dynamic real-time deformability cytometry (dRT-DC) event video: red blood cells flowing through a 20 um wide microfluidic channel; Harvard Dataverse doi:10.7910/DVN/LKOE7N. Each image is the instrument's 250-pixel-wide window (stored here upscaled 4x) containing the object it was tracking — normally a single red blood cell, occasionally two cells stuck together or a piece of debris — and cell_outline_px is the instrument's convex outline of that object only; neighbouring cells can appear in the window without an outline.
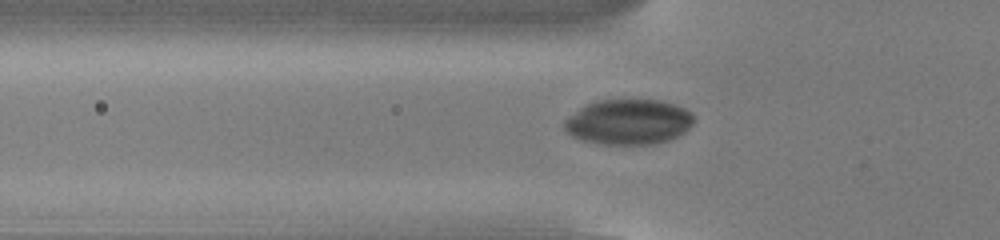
{"species": "common noctule bat (a hibernating species)", "species_latin": "Nyctalus noctula", "temperature_condition": "cold", "stored_images_in_passage": 54, "camera_frame_rate_fps": 3000, "um_per_image_px": 0.085, "animal": {"sex": "male", "body_mass_g": 13.0, "forearm_length_mm": 53.1}, "frame": {"image": 1, "passage_image": 18, "time_ms": 5.667, "image_size_px": [1000, 240], "cell_outline_px": [[696, 120], [684, 132], [668, 140], [656, 144], [600, 144], [580, 140], [572, 136], [564, 128], [564, 120], [568, 116], [580, 108], [588, 104], [600, 100], [660, 100], [684, 108], [692, 112]], "centroid_in_image_um": [53.43, 10.37], "position_along_channel_um": 72.4, "area_um2": 34.16}}
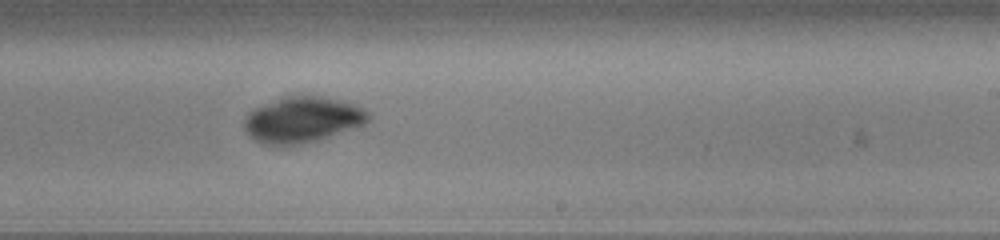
{"frame": {"image": 2, "passage_image": 33, "time_ms": 10.667, "image_size_px": [1000, 240], "cell_outline_px": [[372, 116], [364, 124], [316, 140], [296, 144], [264, 144], [256, 140], [244, 128], [244, 120], [248, 112], [252, 108], [288, 96], [320, 96], [340, 100], [356, 104], [364, 108]], "centroid_in_image_um": [25.72, 10.15], "position_along_channel_um": 263.3, "area_um2": 32.54}}
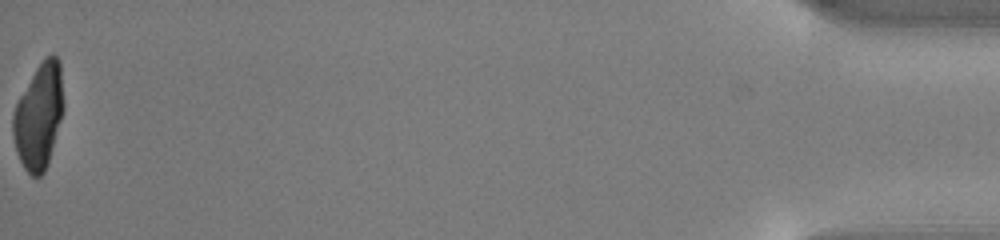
{"frame": {"image": 3, "passage_image": 54, "time_ms": 17.667, "image_size_px": [1000, 240], "cell_outline_px": [[64, 108], [48, 164], [44, 172], [40, 176], [32, 176], [24, 168], [20, 160], [12, 136], [12, 116], [16, 104], [20, 96], [36, 68], [44, 56], [52, 52], [60, 60], [64, 104]], "centroid_in_image_um": [3.31, 9.84], "position_along_channel_um": 431.9, "area_um2": 31.15}}